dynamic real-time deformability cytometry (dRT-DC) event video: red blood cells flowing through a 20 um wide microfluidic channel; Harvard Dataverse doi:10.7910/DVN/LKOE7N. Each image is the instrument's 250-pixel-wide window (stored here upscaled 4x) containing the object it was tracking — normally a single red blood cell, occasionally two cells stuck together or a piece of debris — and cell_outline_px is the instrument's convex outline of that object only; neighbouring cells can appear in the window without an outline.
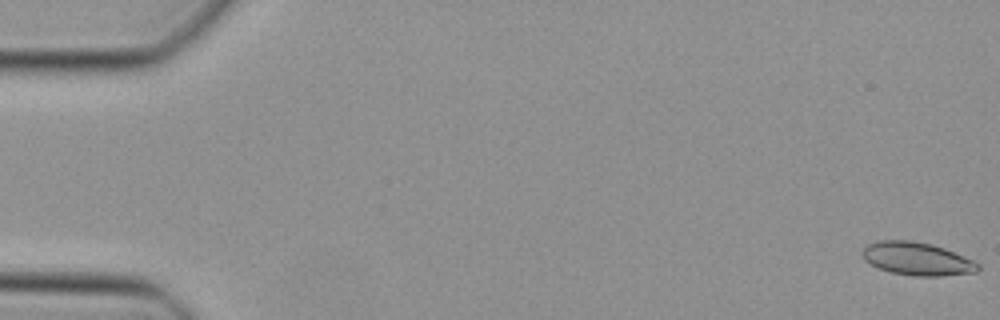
{"species": "Egyptian fruit bat (a non-hibernating species)", "species_latin": "Rousettus aegyptiacus", "temperature_condition": "cold", "stored_images_in_passage": 48, "camera_frame_rate_fps": 3000, "um_per_image_px": 0.085, "animal": {"sex": "female"}, "frame": {"image": 1, "passage_image": 1, "time_ms": 0.0, "image_size_px": [1000, 320], "cell_outline_px": [[980, 268], [976, 272], [940, 276], [912, 276], [892, 272], [880, 268], [864, 260], [860, 252], [868, 244], [880, 240], [912, 240], [932, 244], [944, 248], [972, 260], [980, 264]], "centroid_in_image_um": [77.94, 21.99], "position_along_channel_um": 7.1, "area_um2": 22.2}}
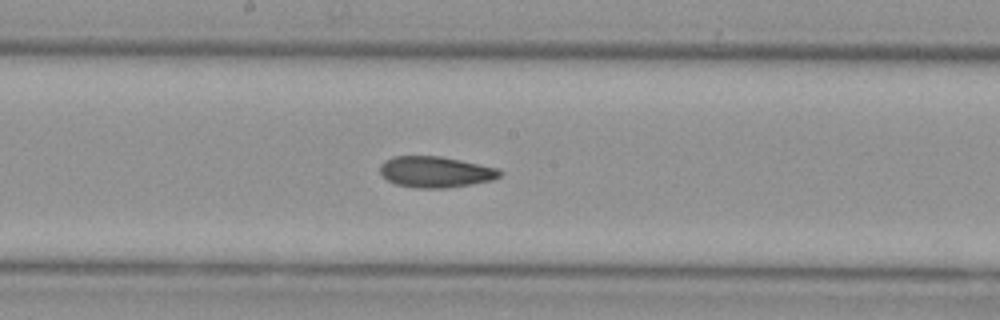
{"frame": {"image": 2, "passage_image": 26, "time_ms": 8.333, "image_size_px": [1000, 320], "cell_outline_px": [[504, 172], [500, 176], [492, 180], [472, 184], [444, 188], [420, 188], [396, 184], [388, 180], [380, 172], [380, 164], [384, 160], [392, 156], [440, 156], [480, 164], [496, 168]], "centroid_in_image_um": [37.02, 14.6], "position_along_channel_um": 211.2, "area_um2": 21.62}}
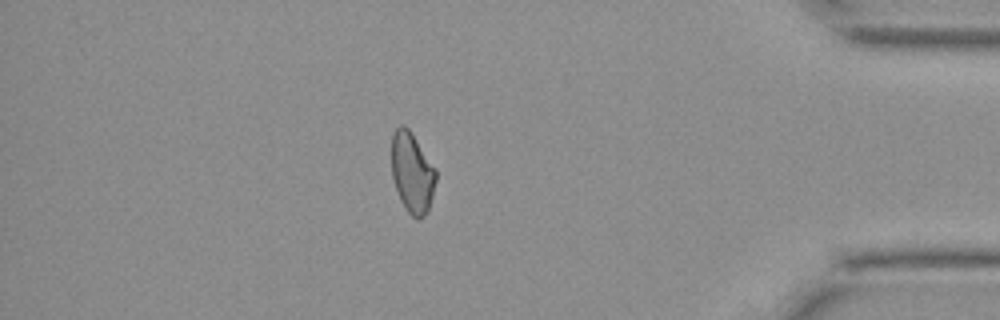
{"frame": {"image": 3, "passage_image": 42, "time_ms": 13.667, "image_size_px": [1000, 320], "cell_outline_px": [[436, 180], [428, 212], [424, 216], [416, 220], [408, 212], [400, 200], [392, 176], [392, 136], [396, 128], [400, 124], [404, 124], [412, 132], [436, 168]], "centroid_in_image_um": [35.04, 14.66], "position_along_channel_um": 400.2, "area_um2": 20.92}}